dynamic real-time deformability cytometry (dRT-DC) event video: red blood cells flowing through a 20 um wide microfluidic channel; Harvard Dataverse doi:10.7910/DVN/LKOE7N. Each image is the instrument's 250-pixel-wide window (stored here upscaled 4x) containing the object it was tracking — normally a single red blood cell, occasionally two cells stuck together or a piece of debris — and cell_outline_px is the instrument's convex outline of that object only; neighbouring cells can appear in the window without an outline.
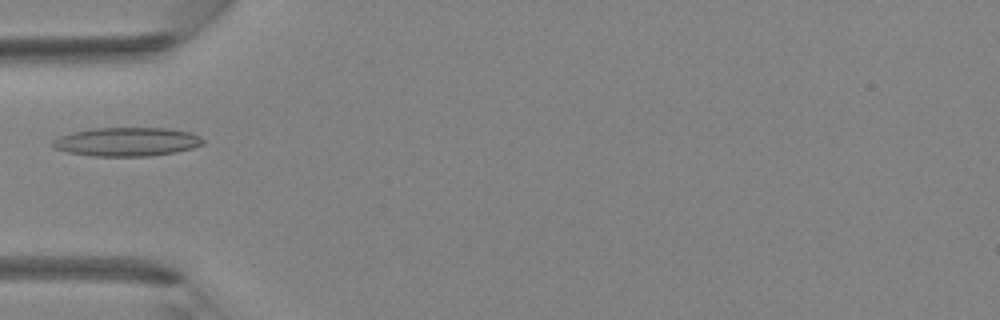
{"species": "Egyptian fruit bat (a non-hibernating species)", "species_latin": "Rousettus aegyptiacus", "temperature_condition": "room temperature", "stored_images_in_passage": 14, "camera_frame_rate_fps": 3000, "um_per_image_px": 0.085, "animal": {"sex": "female"}, "frame": {"image": 1, "passage_image": 1, "time_ms": 0.0, "image_size_px": [1000, 320], "cell_outline_px": [[204, 144], [192, 148], [176, 152], [152, 156], [92, 156], [68, 152], [52, 148], [52, 140], [60, 136], [72, 132], [96, 128], [168, 128], [188, 132], [200, 136], [204, 140]], "centroid_in_image_um": [10.78, 12.05], "position_along_channel_um": 74.2, "area_um2": 25.26}}
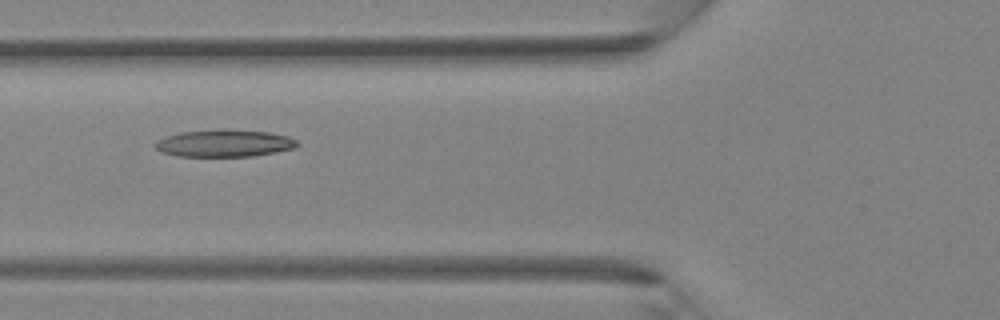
{"frame": {"image": 2, "passage_image": 3, "time_ms": 0.667, "image_size_px": [1000, 320], "cell_outline_px": [[300, 144], [296, 148], [276, 152], [252, 156], [176, 156], [160, 152], [152, 144], [156, 140], [180, 132], [268, 132], [288, 136], [296, 140]], "centroid_in_image_um": [19.06, 12.23], "position_along_channel_um": 106.7, "area_um2": 21.56}}
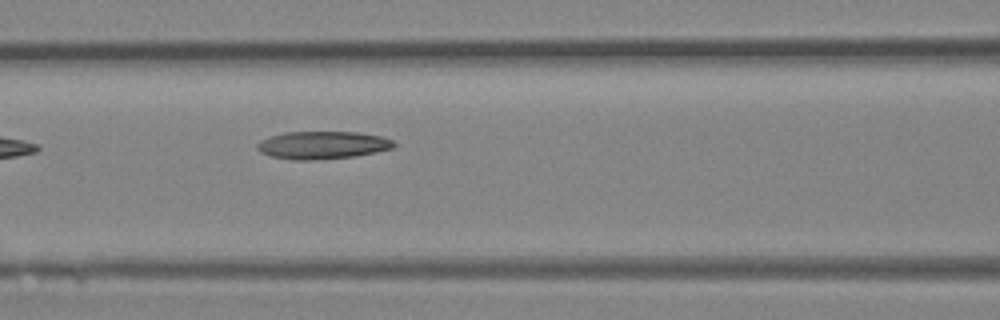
{"frame": {"image": 3, "passage_image": 5, "time_ms": 1.333, "image_size_px": [1000, 320], "cell_outline_px": [[396, 144], [392, 148], [376, 152], [356, 156], [312, 160], [292, 160], [272, 156], [260, 152], [256, 148], [256, 144], [260, 140], [284, 132], [360, 132], [380, 136], [392, 140]], "centroid_in_image_um": [27.4, 12.33], "position_along_channel_um": 139.2, "area_um2": 22.08}}